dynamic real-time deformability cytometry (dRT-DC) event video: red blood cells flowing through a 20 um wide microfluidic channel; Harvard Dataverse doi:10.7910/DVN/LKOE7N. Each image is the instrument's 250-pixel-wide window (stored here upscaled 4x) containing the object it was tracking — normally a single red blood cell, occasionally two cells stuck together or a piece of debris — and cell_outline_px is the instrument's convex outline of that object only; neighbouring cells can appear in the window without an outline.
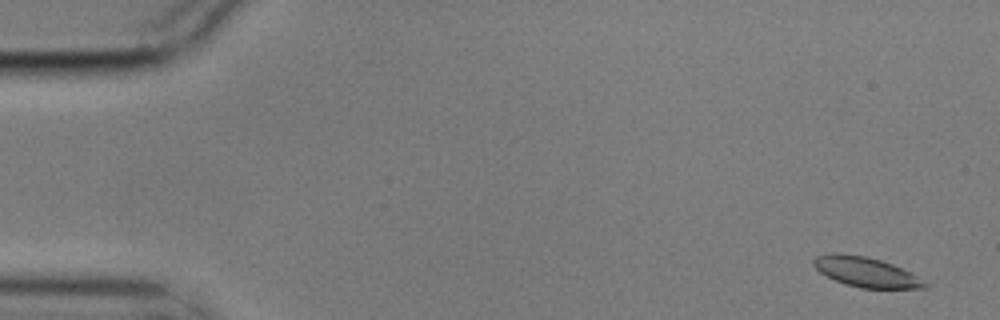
{"species": "common noctule bat (a hibernating species)", "species_latin": "Nyctalus noctula", "temperature_condition": "cold", "stored_images_in_passage": 5, "camera_frame_rate_fps": 3000, "um_per_image_px": 0.085, "animal": {"sex": "male", "body_mass_g": 17.9}, "frame": {"image": 1, "passage_image": 1, "time_ms": 0.0, "image_size_px": [1000, 320], "cell_outline_px": [[928, 284], [924, 288], [860, 288], [844, 284], [820, 272], [812, 264], [812, 260], [816, 256], [832, 252], [840, 252], [868, 256], [892, 264], [916, 276]], "centroid_in_image_um": [73.53, 23.1], "position_along_channel_um": 11.5, "area_um2": 19.25}}
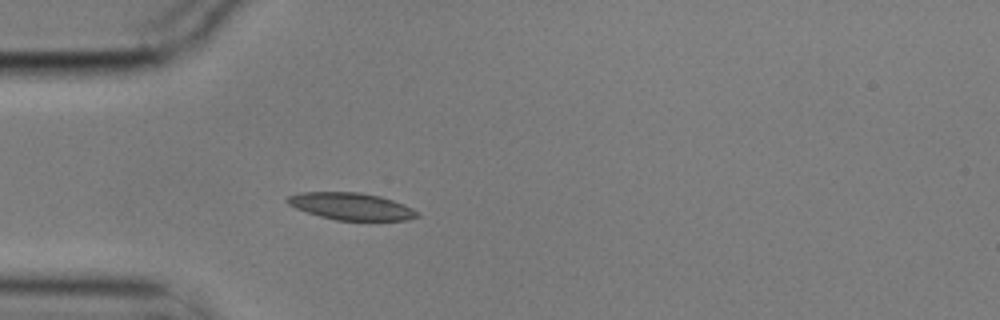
{"frame": {"image": 2, "passage_image": 5, "time_ms": 1.333, "image_size_px": [1000, 320], "cell_outline_px": [[420, 216], [408, 220], [336, 220], [320, 216], [296, 208], [288, 204], [284, 200], [288, 196], [300, 192], [360, 192], [380, 196], [404, 204], [420, 212]], "centroid_in_image_um": [29.87, 17.53], "position_along_channel_um": 55.1, "area_um2": 20.52}}